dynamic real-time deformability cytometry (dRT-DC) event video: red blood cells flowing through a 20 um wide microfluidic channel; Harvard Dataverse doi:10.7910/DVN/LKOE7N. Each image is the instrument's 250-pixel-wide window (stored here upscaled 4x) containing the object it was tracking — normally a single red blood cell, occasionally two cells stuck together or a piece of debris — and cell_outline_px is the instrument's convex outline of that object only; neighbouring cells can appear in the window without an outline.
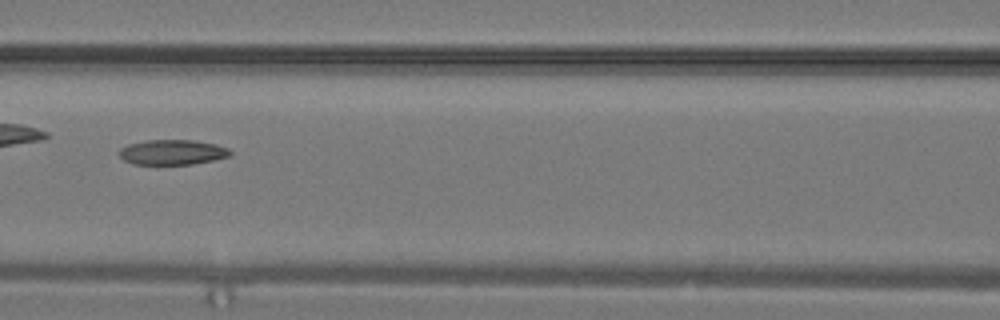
{"species": "common noctule bat (a hibernating species)", "species_latin": "Nyctalus noctula", "temperature_condition": "warm", "stored_images_in_passage": 12, "camera_frame_rate_fps": 3000, "um_per_image_px": 0.085, "animal": {"sex": "male", "body_mass_g": 19.2, "forearm_length_mm": 51.8}, "frame": {"image": 1, "passage_image": 7, "time_ms": 2.0, "image_size_px": [1000, 320], "cell_outline_px": [[232, 156], [192, 164], [132, 164], [124, 160], [120, 156], [120, 148], [128, 144], [148, 140], [192, 140], [216, 144], [228, 148], [232, 152]], "centroid_in_image_um": [14.67, 12.94], "position_along_channel_um": 151.9, "area_um2": 16.18}}
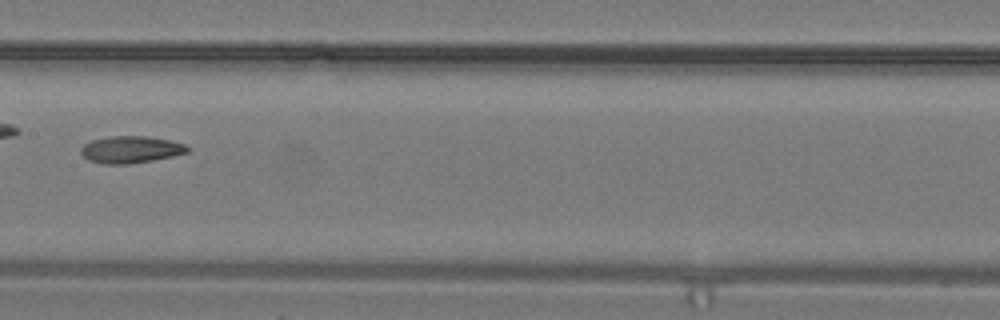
{"frame": {"image": 2, "passage_image": 9, "time_ms": 2.667, "image_size_px": [1000, 320], "cell_outline_px": [[192, 148], [188, 152], [172, 156], [152, 160], [128, 164], [104, 164], [88, 160], [80, 152], [80, 148], [84, 144], [92, 140], [112, 136], [148, 136], [168, 140], [184, 144]], "centroid_in_image_um": [11.11, 12.71], "position_along_channel_um": 196.3, "area_um2": 16.7}}